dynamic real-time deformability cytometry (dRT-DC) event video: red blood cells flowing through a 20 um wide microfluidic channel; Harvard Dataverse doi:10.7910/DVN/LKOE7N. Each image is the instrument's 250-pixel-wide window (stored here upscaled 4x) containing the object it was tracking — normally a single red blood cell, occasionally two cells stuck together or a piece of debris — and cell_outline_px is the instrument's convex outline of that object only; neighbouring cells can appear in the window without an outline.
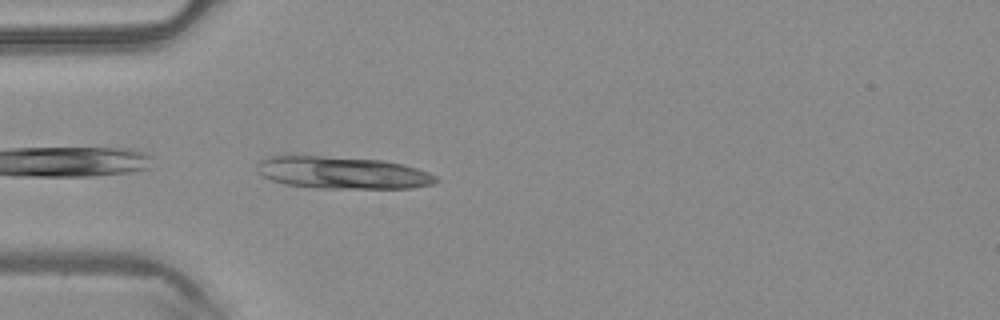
{"species": "common noctule bat (a hibernating species)", "species_latin": "Nyctalus noctula", "temperature_condition": "warm", "stored_images_in_passage": 4, "camera_frame_rate_fps": 3000, "um_per_image_px": 0.085, "animal": {"sex": "male", "body_mass_g": 20.4}, "frame": {"image": 1, "passage_image": 4, "time_ms": 1.0, "image_size_px": [1000, 320], "cell_outline_px": [[440, 180], [432, 184], [412, 188], [316, 188], [284, 184], [272, 180], [264, 176], [256, 168], [256, 164], [260, 160], [272, 156], [296, 152], [380, 160], [404, 164], [428, 172], [436, 176]], "centroid_in_image_um": [29.03, 14.63], "position_along_channel_um": 56.0, "area_um2": 34.62}}